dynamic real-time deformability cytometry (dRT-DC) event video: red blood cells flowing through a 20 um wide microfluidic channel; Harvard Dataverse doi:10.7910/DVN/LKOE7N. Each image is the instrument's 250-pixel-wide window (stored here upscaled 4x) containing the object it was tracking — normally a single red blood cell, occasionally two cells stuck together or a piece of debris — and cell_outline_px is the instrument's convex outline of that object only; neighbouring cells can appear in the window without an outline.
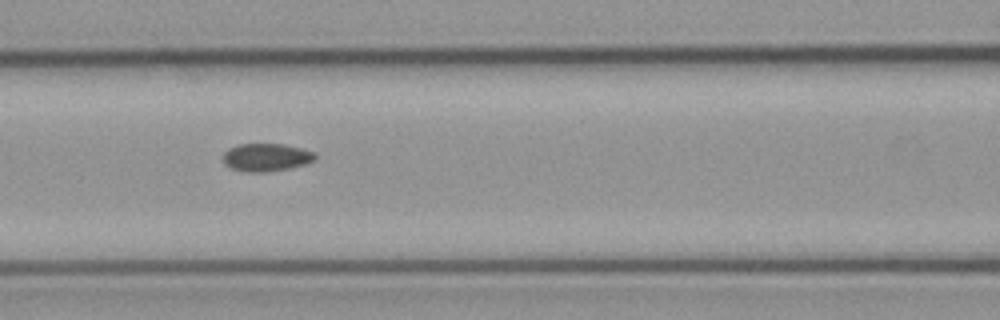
{"species": "common noctule bat (a hibernating species)", "species_latin": "Nyctalus noctula", "temperature_condition": "cold", "stored_images_in_passage": 8, "camera_frame_rate_fps": 3000, "um_per_image_px": 0.085, "animal": {"sex": "male", "body_mass_g": 23.1, "forearm_length_mm": 52.7}, "frame": {"image": 1, "passage_image": 7, "time_ms": 8.0, "image_size_px": [1000, 320], "cell_outline_px": [[316, 160], [304, 164], [288, 168], [264, 172], [248, 172], [232, 168], [224, 164], [224, 152], [228, 148], [240, 144], [284, 144], [316, 152]], "centroid_in_image_um": [22.65, 13.36], "position_along_channel_um": 144.0, "area_um2": 14.85}}
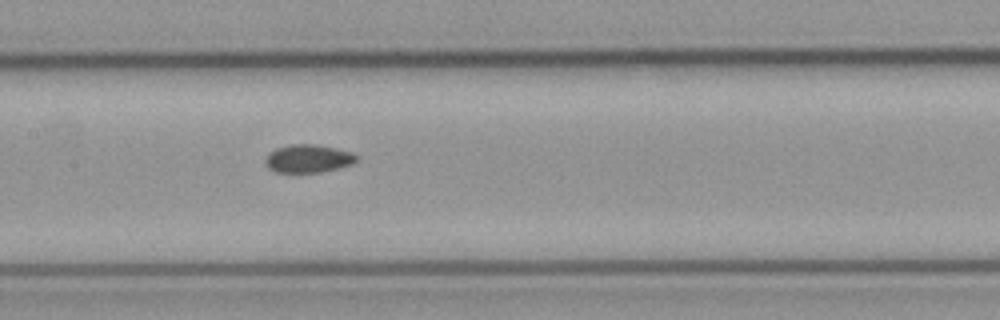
{"frame": {"image": 2, "passage_image": 8, "time_ms": 9.0, "image_size_px": [1000, 320], "cell_outline_px": [[360, 156], [352, 164], [340, 168], [320, 172], [276, 172], [268, 168], [264, 164], [264, 160], [268, 152], [276, 148], [292, 144], [316, 144], [336, 148], [352, 152]], "centroid_in_image_um": [26.19, 13.47], "position_along_channel_um": 181.2, "area_um2": 15.14}}